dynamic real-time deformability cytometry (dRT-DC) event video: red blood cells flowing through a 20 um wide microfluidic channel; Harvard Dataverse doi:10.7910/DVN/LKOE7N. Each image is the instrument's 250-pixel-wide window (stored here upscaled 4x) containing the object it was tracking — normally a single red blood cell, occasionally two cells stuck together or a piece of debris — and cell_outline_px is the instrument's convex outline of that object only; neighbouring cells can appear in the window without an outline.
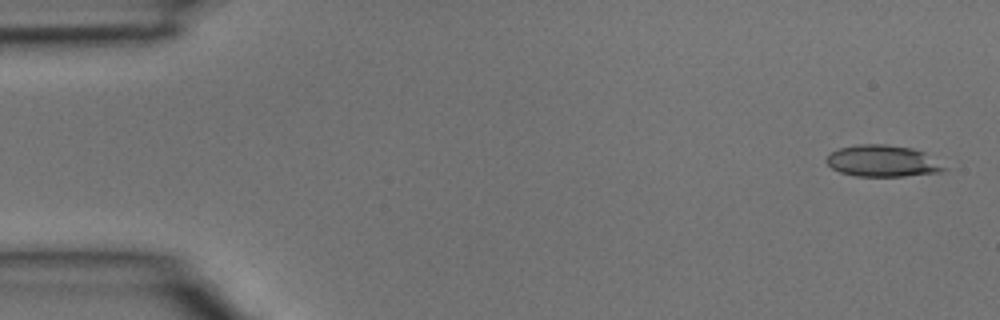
{"species": "common noctule bat (a hibernating species)", "species_latin": "Nyctalus noctula", "temperature_condition": "room temperature", "stored_images_in_passage": 4, "camera_frame_rate_fps": 3000, "um_per_image_px": 0.085, "animal": {"sex": "male", "body_mass_g": 15.6}, "frame": {"image": 1, "passage_image": 1, "time_ms": 0.0, "image_size_px": [1000, 320], "cell_outline_px": [[948, 168], [944, 172], [904, 176], [856, 176], [840, 172], [832, 168], [824, 160], [832, 152], [840, 148], [856, 144], [884, 144], [912, 148], [924, 152]], "centroid_in_image_um": [75.04, 13.69], "position_along_channel_um": 10.0, "area_um2": 21.68}}